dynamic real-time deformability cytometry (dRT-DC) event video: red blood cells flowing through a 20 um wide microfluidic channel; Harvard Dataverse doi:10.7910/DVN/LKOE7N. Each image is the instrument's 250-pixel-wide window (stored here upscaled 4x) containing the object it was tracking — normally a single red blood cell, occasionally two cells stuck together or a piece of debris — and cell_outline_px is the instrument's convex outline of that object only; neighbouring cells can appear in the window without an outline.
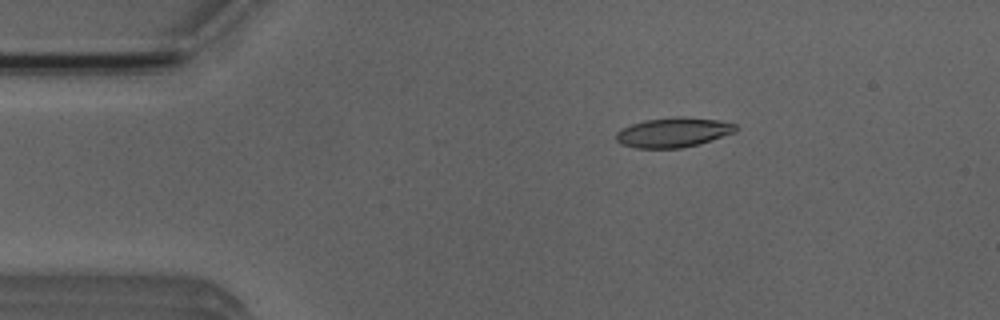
{"species": "Egyptian fruit bat (a non-hibernating species)", "species_latin": "Rousettus aegyptiacus", "temperature_condition": "room temperature", "stored_images_in_passage": 6, "camera_frame_rate_fps": 3000, "um_per_image_px": 0.085, "animal": {"sex": "male"}, "frame": {"image": 1, "passage_image": 2, "time_ms": 2.0, "image_size_px": [1000, 320], "cell_outline_px": [[736, 132], [696, 144], [680, 148], [636, 148], [620, 144], [616, 140], [616, 132], [620, 128], [644, 120], [672, 116], [684, 116], [716, 120], [736, 124]], "centroid_in_image_um": [57.17, 11.24], "position_along_channel_um": 27.8, "area_um2": 20.69}}